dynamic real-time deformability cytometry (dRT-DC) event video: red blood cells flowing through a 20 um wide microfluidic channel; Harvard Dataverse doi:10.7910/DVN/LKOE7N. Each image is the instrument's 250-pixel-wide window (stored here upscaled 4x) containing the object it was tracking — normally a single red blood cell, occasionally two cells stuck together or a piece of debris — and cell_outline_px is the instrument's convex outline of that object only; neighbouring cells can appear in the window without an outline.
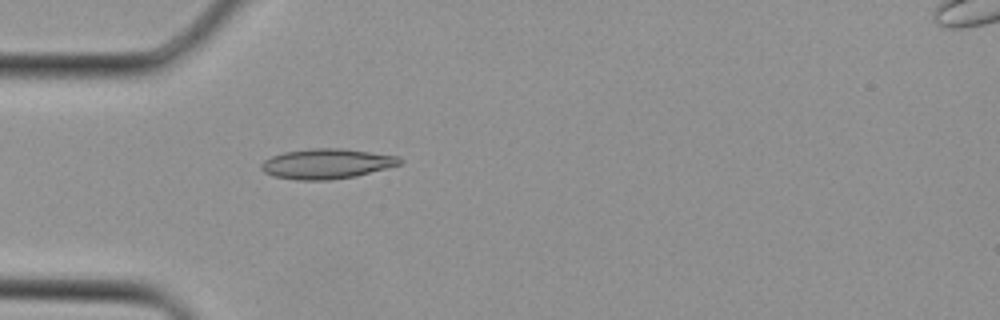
{"species": "Egyptian fruit bat (a non-hibernating species)", "species_latin": "Rousettus aegyptiacus", "temperature_condition": "cold", "stored_images_in_passage": 4, "camera_frame_rate_fps": 3000, "um_per_image_px": 0.085, "animal": {"sex": "female"}, "frame": {"image": 1, "passage_image": 4, "time_ms": 1.0, "image_size_px": [1000, 320], "cell_outline_px": [[404, 160], [400, 164], [356, 176], [328, 180], [300, 180], [272, 176], [264, 172], [260, 168], [260, 164], [264, 160], [272, 156], [284, 152], [312, 148], [340, 148], [400, 156]], "centroid_in_image_um": [27.75, 13.91], "position_along_channel_um": 57.2, "area_um2": 24.22}}